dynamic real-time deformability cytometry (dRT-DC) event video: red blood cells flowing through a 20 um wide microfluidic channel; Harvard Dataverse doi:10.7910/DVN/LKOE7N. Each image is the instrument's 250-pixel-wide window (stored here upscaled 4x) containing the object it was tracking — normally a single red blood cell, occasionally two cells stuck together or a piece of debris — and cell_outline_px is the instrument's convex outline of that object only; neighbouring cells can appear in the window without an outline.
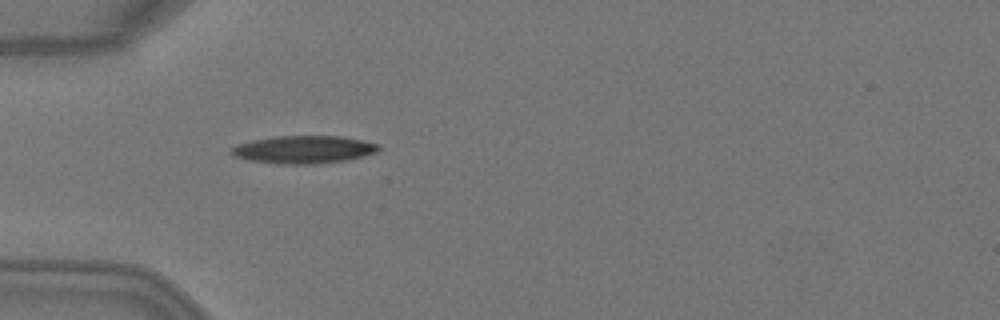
{"species": "Egyptian fruit bat (a non-hibernating species)", "species_latin": "Rousettus aegyptiacus", "temperature_condition": "warm", "stored_images_in_passage": 5, "camera_frame_rate_fps": 3000, "um_per_image_px": 0.085, "animal": {"sex": "female"}, "frame": {"image": 1, "passage_image": 5, "time_ms": 1.333, "image_size_px": [1000, 320], "cell_outline_px": [[380, 148], [376, 152], [364, 156], [348, 160], [316, 164], [276, 164], [248, 160], [232, 156], [228, 148], [236, 144], [252, 140], [276, 136], [340, 136], [380, 144]], "centroid_in_image_um": [25.76, 12.72], "position_along_channel_um": 59.2, "area_um2": 24.1}}